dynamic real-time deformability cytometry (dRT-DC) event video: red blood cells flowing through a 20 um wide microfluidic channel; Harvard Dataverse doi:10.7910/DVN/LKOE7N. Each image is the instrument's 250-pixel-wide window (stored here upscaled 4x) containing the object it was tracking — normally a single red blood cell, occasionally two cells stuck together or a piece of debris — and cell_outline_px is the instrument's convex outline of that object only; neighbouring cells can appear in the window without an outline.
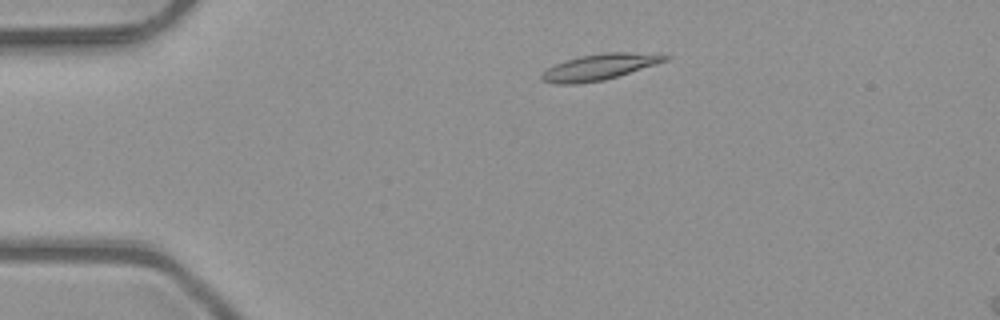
{"species": "common noctule bat (a hibernating species)", "species_latin": "Nyctalus noctula", "temperature_condition": "room temperature", "stored_images_in_passage": 3, "camera_frame_rate_fps": 3000, "um_per_image_px": 0.085, "animal": {"sex": "male", "body_mass_g": 23.1, "forearm_length_mm": 52.7}, "frame": {"image": 1, "passage_image": 1, "time_ms": 0.0, "image_size_px": [1000, 320], "cell_outline_px": [[672, 56], [668, 60], [604, 80], [576, 84], [552, 84], [540, 80], [540, 76], [548, 68], [564, 60], [580, 56], [604, 52], [660, 52]], "centroid_in_image_um": [51.0, 5.67], "position_along_channel_um": 34.0, "area_um2": 18.96}}